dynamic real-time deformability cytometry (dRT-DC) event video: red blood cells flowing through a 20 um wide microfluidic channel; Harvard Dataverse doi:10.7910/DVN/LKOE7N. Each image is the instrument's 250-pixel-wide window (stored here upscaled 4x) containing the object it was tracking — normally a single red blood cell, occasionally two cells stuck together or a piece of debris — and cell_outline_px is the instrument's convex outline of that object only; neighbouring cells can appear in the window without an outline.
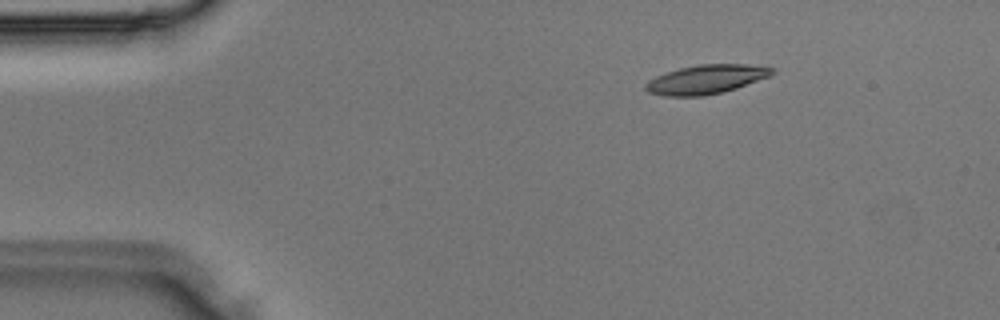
{"species": "Egyptian fruit bat (a non-hibernating species)", "species_latin": "Rousettus aegyptiacus", "temperature_condition": "room temperature", "stored_images_in_passage": 36, "camera_frame_rate_fps": 3000, "um_per_image_px": 0.085, "animal": {"sex": "male"}, "frame": {"image": 1, "passage_image": 5, "time_ms": 1.333, "image_size_px": [1000, 320], "cell_outline_px": [[776, 72], [768, 76], [736, 88], [704, 96], [664, 96], [648, 92], [644, 88], [644, 84], [648, 80], [656, 76], [680, 68], [700, 64], [748, 64], [776, 68]], "centroid_in_image_um": [60.0, 6.74], "position_along_channel_um": 25.0, "area_um2": 21.27}}
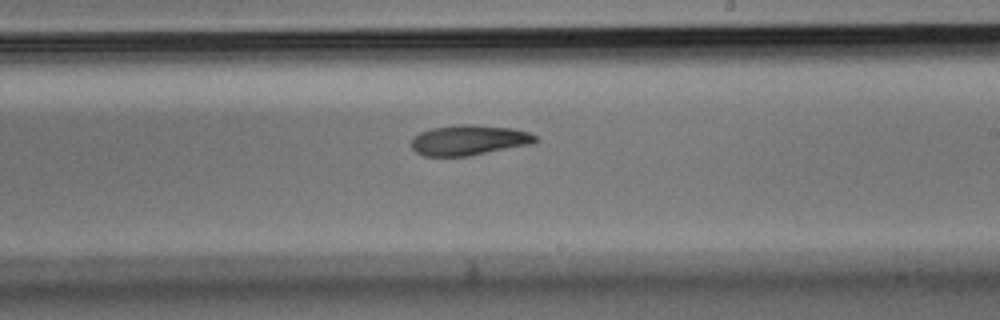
{"frame": {"image": 2, "passage_image": 21, "time_ms": 6.667, "image_size_px": [1000, 320], "cell_outline_px": [[540, 140], [532, 144], [468, 156], [424, 156], [416, 152], [412, 148], [412, 140], [420, 132], [432, 128], [460, 124], [472, 124], [512, 128], [528, 132], [536, 136]], "centroid_in_image_um": [39.89, 11.91], "position_along_channel_um": 249.1, "area_um2": 21.85}}
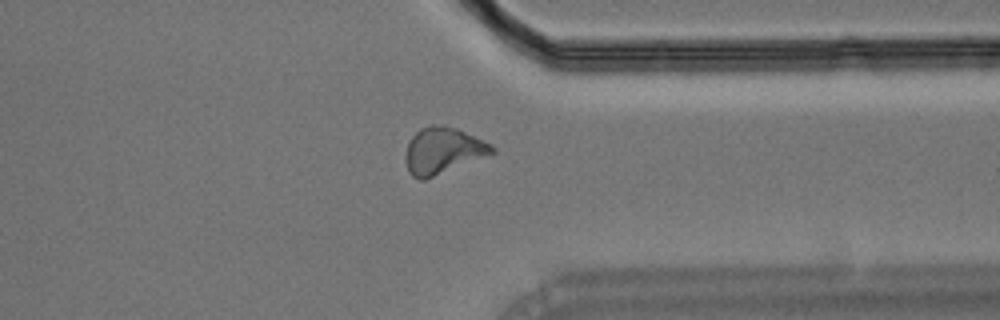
{"frame": {"image": 3, "passage_image": 28, "time_ms": 9.0, "image_size_px": [1000, 320], "cell_outline_px": [[496, 152], [424, 180], [420, 180], [412, 176], [408, 172], [408, 144], [412, 136], [420, 128], [432, 124], [444, 124], [456, 128], [492, 144], [496, 148]], "centroid_in_image_um": [37.68, 12.78], "position_along_channel_um": 373.7, "area_um2": 23.0}}